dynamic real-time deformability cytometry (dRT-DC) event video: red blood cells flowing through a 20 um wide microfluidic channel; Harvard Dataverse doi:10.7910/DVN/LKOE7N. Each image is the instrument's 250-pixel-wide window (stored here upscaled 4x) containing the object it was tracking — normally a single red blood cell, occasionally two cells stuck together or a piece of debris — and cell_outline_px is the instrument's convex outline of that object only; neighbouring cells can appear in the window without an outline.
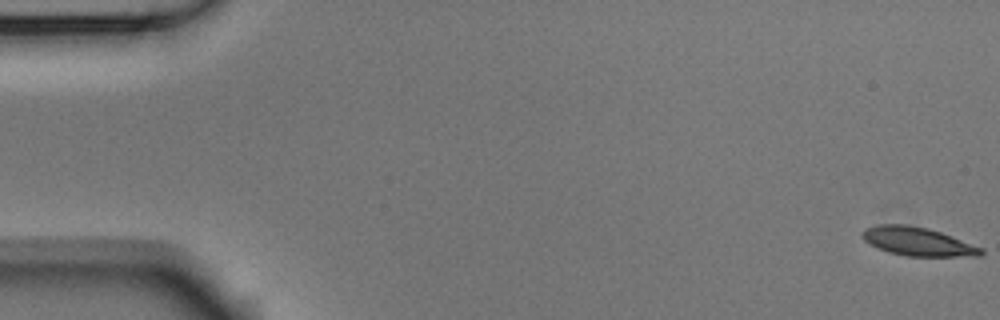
{"species": "Egyptian fruit bat (a non-hibernating species)", "species_latin": "Rousettus aegyptiacus", "temperature_condition": "room temperature", "stored_images_in_passage": 54, "camera_frame_rate_fps": 3000, "um_per_image_px": 0.085, "animal": {"sex": "male"}, "frame": {"image": 1, "passage_image": 1, "time_ms": 0.0, "image_size_px": [1000, 320], "cell_outline_px": [[984, 252], [980, 256], [908, 256], [888, 252], [876, 248], [864, 240], [860, 236], [860, 232], [864, 228], [880, 224], [908, 224], [928, 228], [940, 232], [984, 248]], "centroid_in_image_um": [77.97, 20.52], "position_along_channel_um": 7.0, "area_um2": 19.94}}
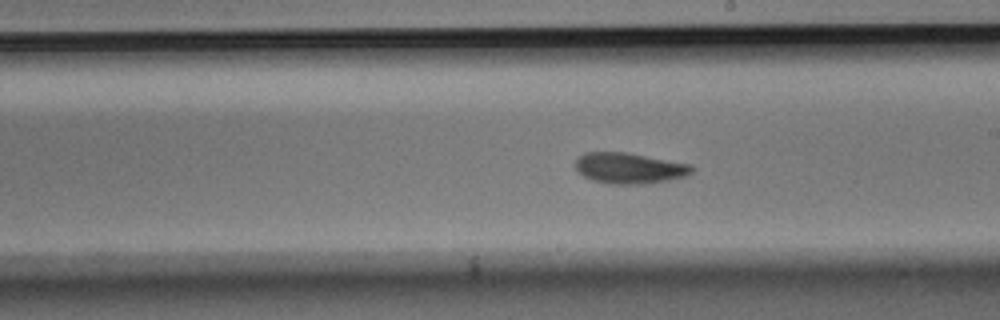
{"frame": {"image": 2, "passage_image": 31, "time_ms": 10.0, "image_size_px": [1000, 320], "cell_outline_px": [[692, 172], [684, 176], [668, 180], [644, 184], [608, 184], [592, 180], [576, 172], [576, 160], [584, 152], [624, 152], [692, 164]], "centroid_in_image_um": [53.46, 14.3], "position_along_channel_um": 235.5, "area_um2": 20.87}}
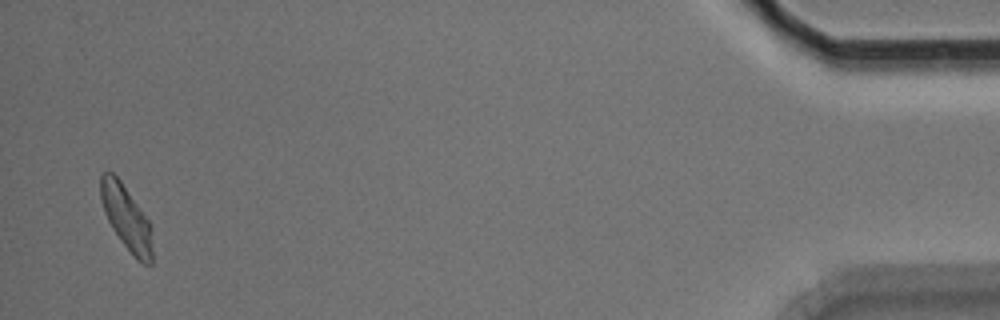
{"frame": {"image": 3, "passage_image": 53, "time_ms": 17.333, "image_size_px": [1000, 320], "cell_outline_px": [[152, 264], [144, 264], [136, 260], [120, 240], [112, 228], [104, 212], [100, 200], [100, 176], [108, 168], [120, 180], [148, 220], [152, 228]], "centroid_in_image_um": [10.73, 18.51], "position_along_channel_um": 424.5, "area_um2": 19.54}, "authors_computed_cell_mechanics": {"area_um2": 20.1722, "velocity_mm_per_s": 3.7314, "shape_relaxation_time_tau1_ms": 3.6289, "shape_relaxation_time_tau2_ms": 3.2428, "deformation_change_tau1": 0.1415, "deformation_change_tau2": 0.0948}}